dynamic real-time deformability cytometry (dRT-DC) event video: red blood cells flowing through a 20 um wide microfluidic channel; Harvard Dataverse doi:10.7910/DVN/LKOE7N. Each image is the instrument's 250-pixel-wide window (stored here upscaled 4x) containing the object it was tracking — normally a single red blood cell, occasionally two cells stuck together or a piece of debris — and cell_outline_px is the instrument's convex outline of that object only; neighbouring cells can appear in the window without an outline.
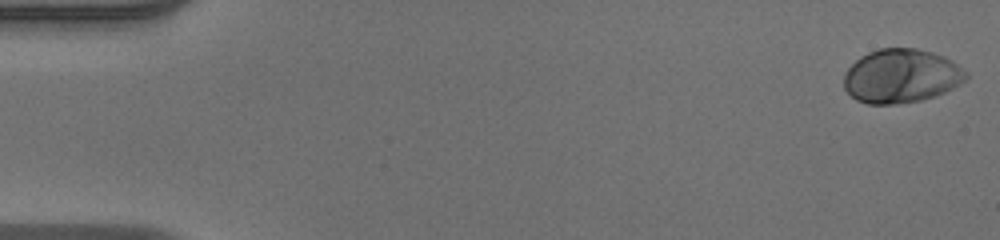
{"species": "human", "species_latin": "Homo sapiens", "temperature_condition": "warm", "stored_images_in_passage": 52, "camera_frame_rate_fps": 3000, "um_per_image_px": 0.085, "donor": {"sex": "male"}, "frame": {"image": 1, "passage_image": 1, "time_ms": 0.0, "image_size_px": [1000, 240], "cell_outline_px": [[968, 76], [960, 84], [936, 96], [920, 100], [896, 104], [868, 104], [856, 100], [844, 88], [844, 72], [860, 56], [868, 52], [880, 48], [916, 48], [932, 52], [944, 56], [952, 60], [968, 72]], "centroid_in_image_um": [76.6, 6.45], "position_along_channel_um": 8.4, "area_um2": 38.49}}
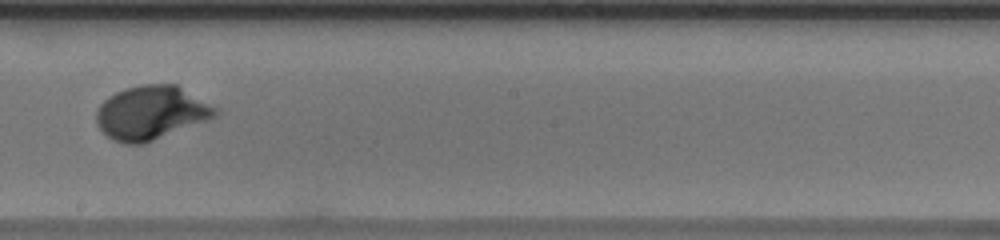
{"frame": {"image": 2, "passage_image": 30, "time_ms": 9.667, "image_size_px": [1000, 240], "cell_outline_px": [[220, 112], [216, 116], [144, 144], [124, 144], [112, 140], [96, 124], [96, 112], [100, 104], [108, 96], [124, 88], [144, 84], [176, 84], [220, 108]], "centroid_in_image_um": [12.85, 9.57], "position_along_channel_um": 235.4, "area_um2": 37.4}}
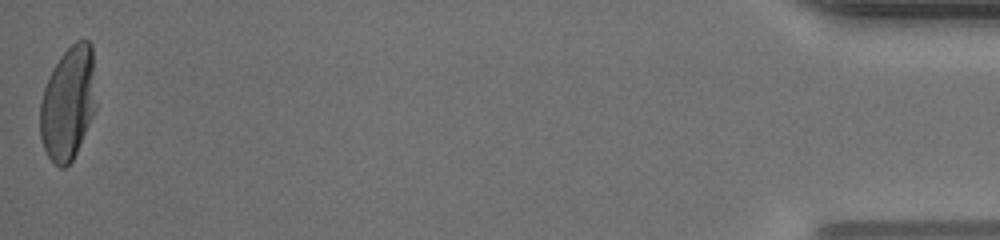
{"frame": {"image": 3, "passage_image": 52, "time_ms": 17.0, "image_size_px": [1000, 240], "cell_outline_px": [[96, 108], [76, 152], [72, 160], [64, 168], [60, 168], [48, 156], [44, 148], [40, 136], [40, 100], [44, 88], [52, 68], [60, 56], [76, 40], [88, 40], [92, 44], [96, 104]], "centroid_in_image_um": [5.79, 8.74], "position_along_channel_um": 429.4, "area_um2": 36.99}, "authors_computed_cell_mechanics": {"area_um2": 36.2984, "velocity_mm_per_s": 3.9296, "shape_relaxation_time_tau1_ms": 3.0304, "shape_relaxation_time_tau2_ms": null, "deformation_change_tau1": 0.2108, "deformation_change_tau2": null}}